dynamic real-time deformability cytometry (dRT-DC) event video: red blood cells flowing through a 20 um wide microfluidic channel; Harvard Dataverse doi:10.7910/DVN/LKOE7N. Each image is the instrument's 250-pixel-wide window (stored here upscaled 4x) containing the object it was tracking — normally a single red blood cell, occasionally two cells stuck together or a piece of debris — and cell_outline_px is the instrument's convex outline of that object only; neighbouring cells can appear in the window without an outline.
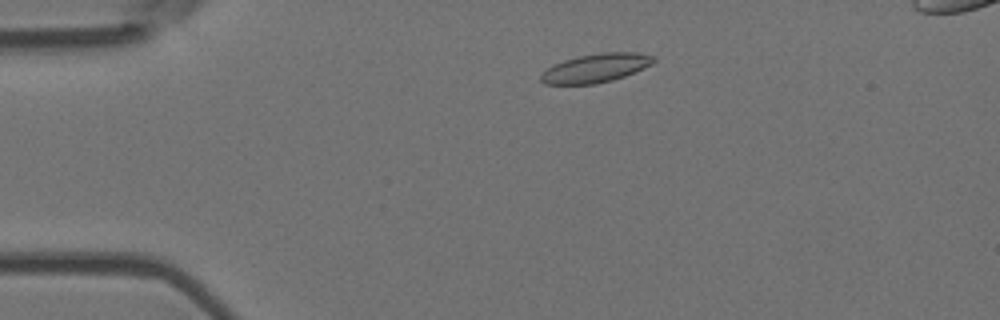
{"species": "Egyptian fruit bat (a non-hibernating species)", "species_latin": "Rousettus aegyptiacus", "temperature_condition": "room temperature", "stored_images_in_passage": 3, "camera_frame_rate_fps": 3000, "um_per_image_px": 0.085, "animal": {"sex": "female"}, "frame": {"image": 1, "passage_image": 1, "time_ms": 0.0, "image_size_px": [1000, 320], "cell_outline_px": [[656, 60], [652, 64], [624, 76], [612, 80], [596, 84], [544, 84], [540, 80], [540, 76], [552, 64], [564, 60], [580, 56], [600, 52], [640, 52], [656, 56]], "centroid_in_image_um": [50.66, 5.77], "position_along_channel_um": 34.3, "area_um2": 18.9}}